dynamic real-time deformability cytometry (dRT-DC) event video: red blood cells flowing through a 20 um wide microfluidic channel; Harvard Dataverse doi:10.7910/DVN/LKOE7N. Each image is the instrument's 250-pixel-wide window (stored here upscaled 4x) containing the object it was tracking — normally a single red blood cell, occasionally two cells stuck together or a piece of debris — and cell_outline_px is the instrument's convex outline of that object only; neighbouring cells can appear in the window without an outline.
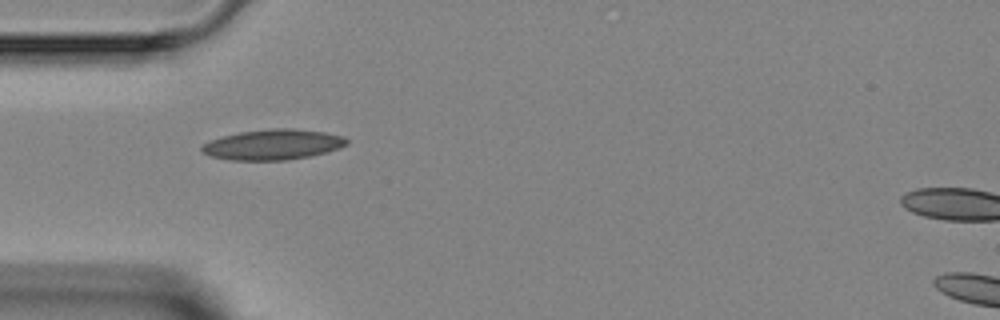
{"species": "Egyptian fruit bat (a non-hibernating species)", "species_latin": "Rousettus aegyptiacus", "temperature_condition": "room temperature", "stored_images_in_passage": 3, "camera_frame_rate_fps": 3000, "um_per_image_px": 0.085, "animal": {"sex": "female"}, "frame": {"image": 1, "passage_image": 1, "time_ms": 0.0, "image_size_px": [1000, 320], "cell_outline_px": [[348, 144], [340, 148], [328, 152], [312, 156], [288, 160], [228, 160], [212, 156], [204, 152], [200, 148], [204, 144], [212, 140], [224, 136], [240, 132], [268, 128], [292, 128], [324, 132], [344, 136], [348, 140]], "centroid_in_image_um": [23.27, 12.29], "position_along_channel_um": 61.7, "area_um2": 25.72}}
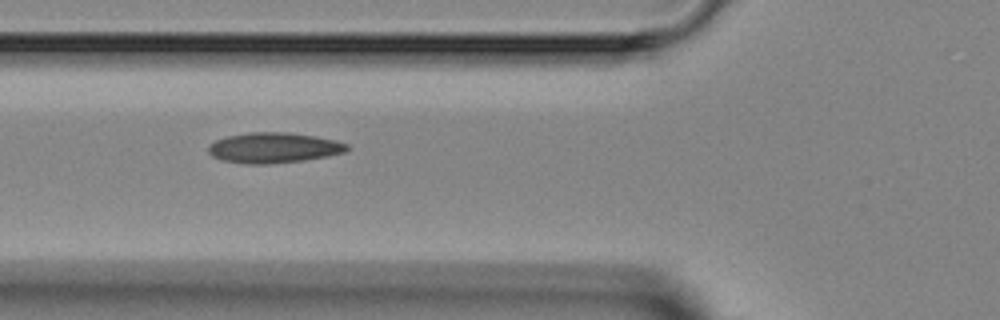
{"frame": {"image": 2, "passage_image": 2, "time_ms": 1.0, "image_size_px": [1000, 320], "cell_outline_px": [[348, 148], [344, 152], [328, 156], [304, 160], [268, 164], [244, 164], [220, 160], [212, 156], [208, 152], [208, 144], [216, 140], [228, 136], [252, 132], [288, 132], [316, 136], [336, 140], [348, 144]], "centroid_in_image_um": [23.24, 12.56], "position_along_channel_um": 102.6, "area_um2": 24.68}}
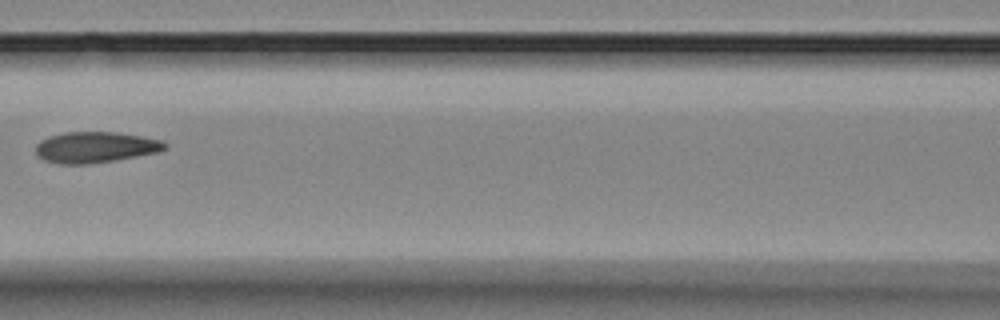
{"frame": {"image": 3, "passage_image": 3, "time_ms": 2.333, "image_size_px": [1000, 320], "cell_outline_px": [[168, 148], [156, 152], [116, 160], [88, 164], [60, 164], [44, 160], [36, 156], [36, 144], [40, 140], [48, 136], [64, 132], [120, 132], [164, 140], [168, 144]], "centroid_in_image_um": [8.11, 12.51], "position_along_channel_um": 158.5, "area_um2": 23.58}}